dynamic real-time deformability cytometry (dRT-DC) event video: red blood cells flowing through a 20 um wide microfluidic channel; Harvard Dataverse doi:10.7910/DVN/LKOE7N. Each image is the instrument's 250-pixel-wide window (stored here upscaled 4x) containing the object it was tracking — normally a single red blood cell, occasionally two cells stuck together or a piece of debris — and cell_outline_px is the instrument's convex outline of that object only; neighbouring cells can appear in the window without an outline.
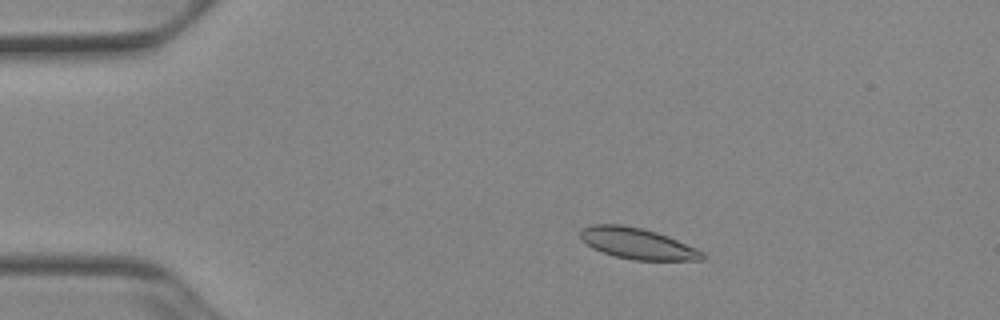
{"species": "Egyptian fruit bat (a non-hibernating species)", "species_latin": "Rousettus aegyptiacus", "temperature_condition": "cold", "stored_images_in_passage": 50, "camera_frame_rate_fps": 3000, "um_per_image_px": 0.085, "animal": {"sex": "female"}, "frame": {"image": 1, "passage_image": 8, "time_ms": 2.333, "image_size_px": [1000, 320], "cell_outline_px": [[704, 260], [632, 260], [616, 256], [592, 248], [580, 236], [580, 228], [592, 224], [624, 224], [656, 232], [668, 236], [696, 248], [704, 252]], "centroid_in_image_um": [54.18, 20.69], "position_along_channel_um": 30.8, "area_um2": 21.96}}
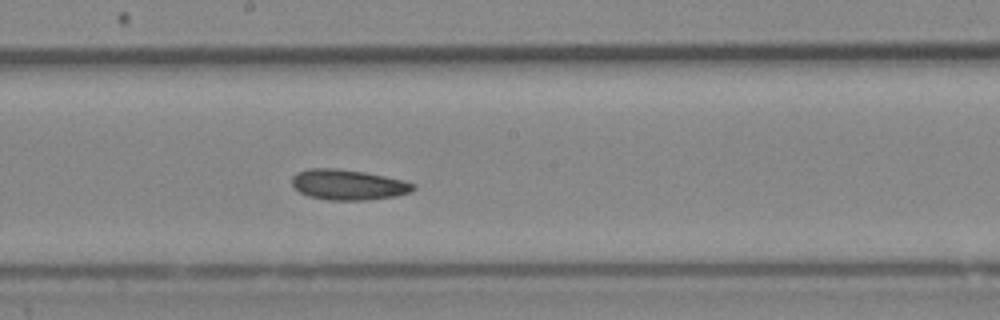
{"frame": {"image": 2, "passage_image": 27, "time_ms": 8.667, "image_size_px": [1000, 320], "cell_outline_px": [[416, 188], [412, 192], [396, 196], [368, 200], [328, 200], [308, 196], [300, 192], [292, 184], [292, 176], [296, 172], [308, 168], [336, 168], [364, 172], [404, 180], [416, 184]], "centroid_in_image_um": [29.61, 15.7], "position_along_channel_um": 218.6, "area_um2": 21.68}}
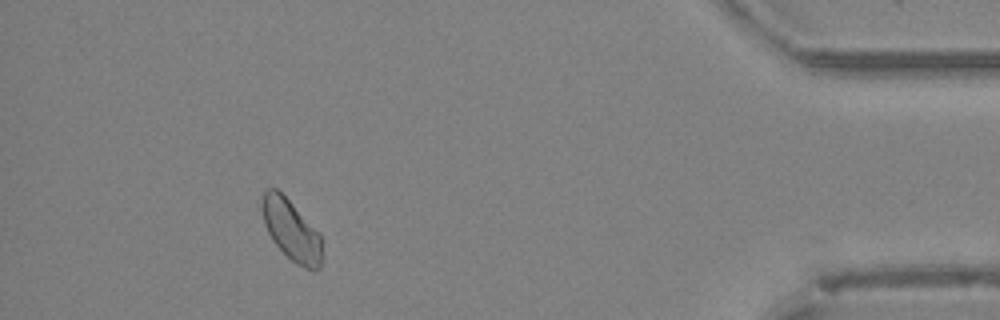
{"frame": {"image": 3, "passage_image": 46, "time_ms": 15.0, "image_size_px": [1000, 320], "cell_outline_px": [[324, 240], [320, 268], [304, 268], [296, 264], [272, 240], [264, 224], [260, 204], [260, 200], [264, 192], [268, 188], [276, 188], [292, 204]], "centroid_in_image_um": [24.74, 19.56], "position_along_channel_um": 410.5, "area_um2": 20.98}}